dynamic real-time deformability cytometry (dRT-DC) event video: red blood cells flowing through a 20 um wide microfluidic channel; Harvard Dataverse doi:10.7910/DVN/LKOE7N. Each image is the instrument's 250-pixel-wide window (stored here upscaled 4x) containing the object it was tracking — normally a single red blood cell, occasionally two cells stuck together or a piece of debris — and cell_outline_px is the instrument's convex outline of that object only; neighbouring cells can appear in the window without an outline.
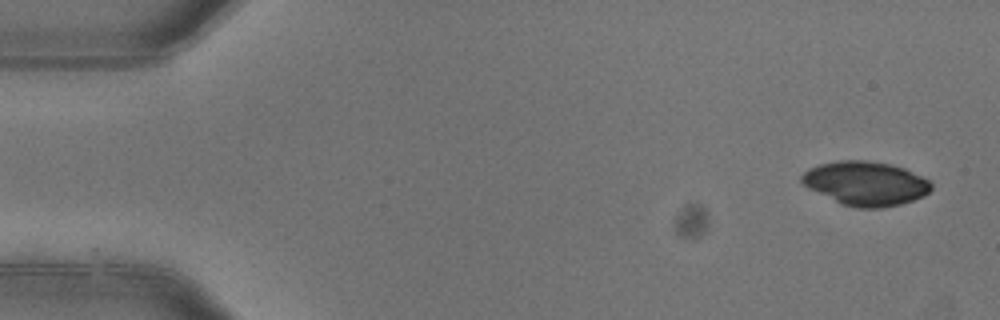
{"species": "common noctule bat (a hibernating species)", "species_latin": "Nyctalus noctula", "temperature_condition": "warm", "stored_images_in_passage": 4, "camera_frame_rate_fps": 3000, "um_per_image_px": 0.085, "animal": {"sex": "female"}, "frame": {"image": 1, "passage_image": 1, "time_ms": 0.0, "image_size_px": [1000, 320], "cell_outline_px": [[932, 188], [924, 196], [900, 204], [884, 208], [856, 208], [840, 204], [808, 188], [800, 180], [800, 176], [808, 168], [820, 164], [840, 160], [864, 160], [888, 164], [904, 168], [928, 180], [932, 184]], "centroid_in_image_um": [73.55, 15.6], "position_along_channel_um": 11.5, "area_um2": 33.23}}